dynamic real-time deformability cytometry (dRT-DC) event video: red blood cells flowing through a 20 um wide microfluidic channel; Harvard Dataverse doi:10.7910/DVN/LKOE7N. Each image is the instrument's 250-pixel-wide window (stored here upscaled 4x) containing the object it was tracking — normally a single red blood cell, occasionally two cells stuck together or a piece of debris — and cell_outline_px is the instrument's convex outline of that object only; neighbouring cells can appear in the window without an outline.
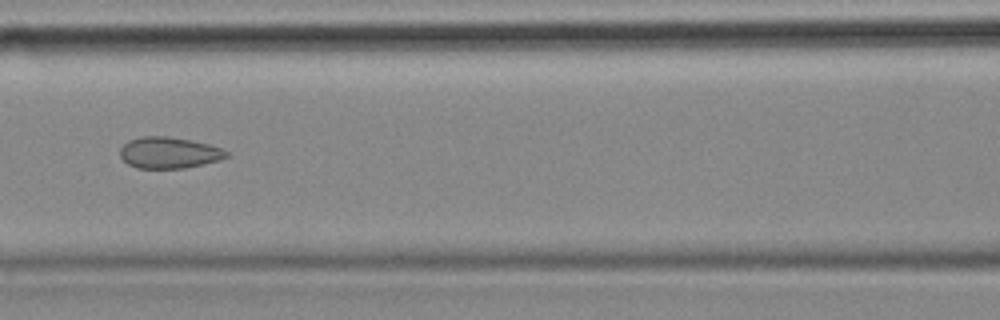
{"species": "common noctule bat (a hibernating species)", "species_latin": "Nyctalus noctula", "temperature_condition": "cold", "stored_images_in_passage": 4, "camera_frame_rate_fps": 3000, "um_per_image_px": 0.085, "animal": {"sex": "female", "body_mass_g": 18.4}, "frame": {"image": 1, "passage_image": 3, "time_ms": 0.667, "image_size_px": [1000, 320], "cell_outline_px": [[228, 156], [220, 160], [184, 168], [136, 168], [128, 164], [120, 156], [120, 148], [128, 140], [140, 136], [168, 136], [192, 140], [208, 144], [220, 148], [228, 152]], "centroid_in_image_um": [14.34, 12.97], "position_along_channel_um": 152.3, "area_um2": 19.42}}
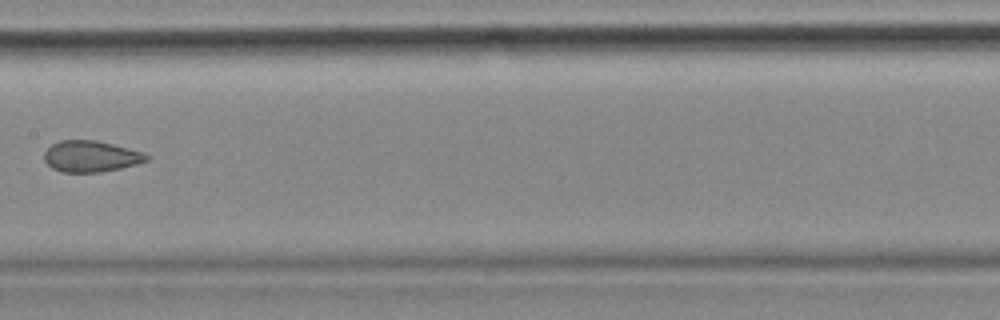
{"frame": {"image": 2, "passage_image": 4, "time_ms": 1.0, "image_size_px": [1000, 320], "cell_outline_px": [[152, 160], [120, 168], [100, 172], [60, 172], [52, 168], [44, 160], [44, 152], [52, 144], [60, 140], [96, 140], [144, 152], [152, 156]], "centroid_in_image_um": [7.76, 13.29], "position_along_channel_um": 199.6, "area_um2": 18.79}}